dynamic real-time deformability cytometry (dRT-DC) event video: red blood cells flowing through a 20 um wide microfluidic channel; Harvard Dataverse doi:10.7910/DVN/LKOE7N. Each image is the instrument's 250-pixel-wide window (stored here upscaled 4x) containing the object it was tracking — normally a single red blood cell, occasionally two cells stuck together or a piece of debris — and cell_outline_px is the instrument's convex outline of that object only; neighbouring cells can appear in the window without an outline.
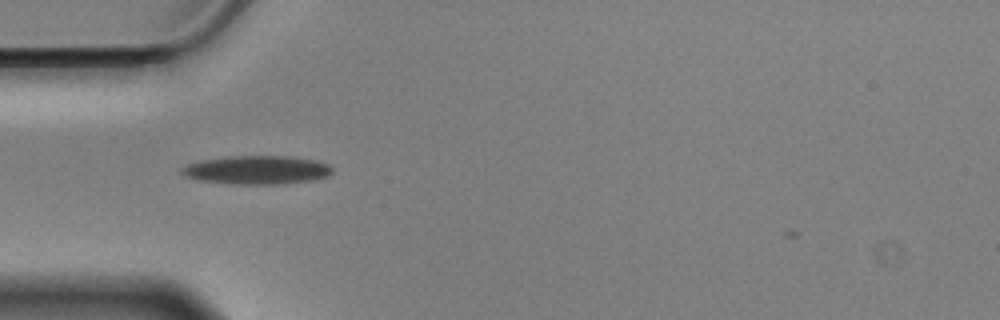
{"species": "Egyptian fruit bat (a non-hibernating species)", "species_latin": "Rousettus aegyptiacus", "temperature_condition": "cold", "stored_images_in_passage": 42, "camera_frame_rate_fps": 3000, "um_per_image_px": 0.085, "animal": {"sex": "male"}, "frame": {"image": 1, "passage_image": 2, "time_ms": 0.333, "image_size_px": [1000, 320], "cell_outline_px": [[332, 172], [328, 176], [312, 180], [276, 184], [236, 184], [196, 180], [184, 176], [180, 172], [180, 168], [188, 164], [204, 160], [228, 156], [292, 156], [316, 160], [328, 164], [332, 168]], "centroid_in_image_um": [21.82, 14.44], "position_along_channel_um": 63.2, "area_um2": 25.09}}
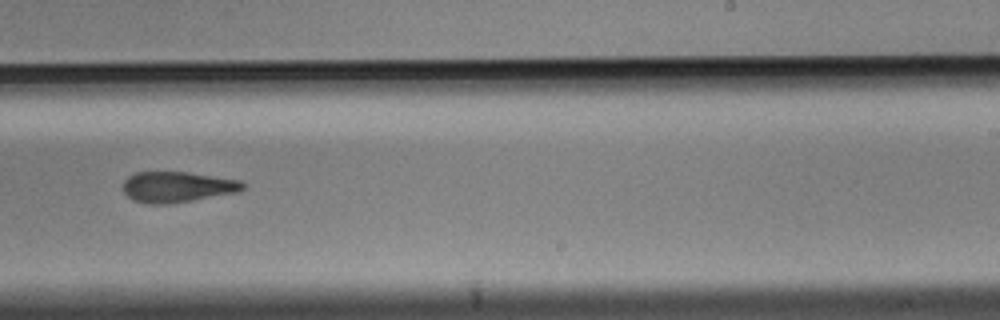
{"frame": {"image": 2, "passage_image": 20, "time_ms": 6.333, "image_size_px": [1000, 320], "cell_outline_px": [[244, 188], [236, 192], [192, 200], [168, 204], [148, 204], [132, 200], [124, 192], [124, 180], [128, 176], [136, 172], [188, 172], [240, 180], [244, 184]], "centroid_in_image_um": [15.03, 15.89], "position_along_channel_um": 274.0, "area_um2": 21.27}}
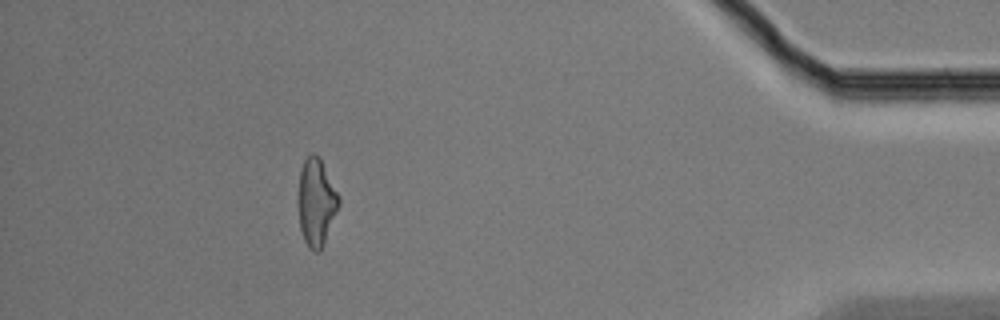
{"frame": {"image": 3, "passage_image": 36, "time_ms": 11.667, "image_size_px": [1000, 320], "cell_outline_px": [[340, 204], [324, 244], [320, 252], [312, 252], [308, 248], [304, 240], [300, 228], [300, 172], [304, 160], [312, 152], [320, 156], [340, 196]], "centroid_in_image_um": [26.93, 17.2], "position_along_channel_um": 408.3, "area_um2": 20.52}, "authors_computed_cell_mechanics": {"area_um2": 21.8773, "velocity_mm_per_s": 3.5218, "shape_relaxation_time_tau1_ms": 9.9161, "shape_relaxation_time_tau2_ms": null, "deformation_change_tau1": 0.205, "deformation_change_tau2": null}}